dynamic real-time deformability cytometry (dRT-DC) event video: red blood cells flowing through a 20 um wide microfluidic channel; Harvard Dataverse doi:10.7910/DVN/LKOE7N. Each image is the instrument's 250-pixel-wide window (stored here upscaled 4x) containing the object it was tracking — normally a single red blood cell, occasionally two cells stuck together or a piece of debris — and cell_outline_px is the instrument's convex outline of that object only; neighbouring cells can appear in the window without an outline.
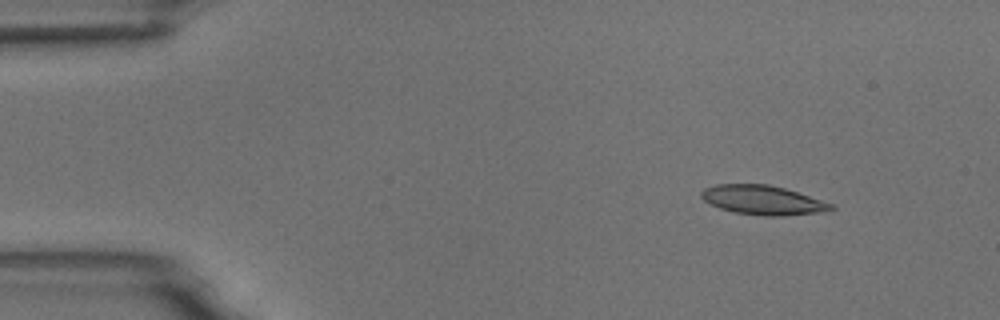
{"species": "common noctule bat (a hibernating species)", "species_latin": "Nyctalus noctula", "temperature_condition": "room temperature", "stored_images_in_passage": 4, "camera_frame_rate_fps": 3000, "um_per_image_px": 0.085, "animal": {"sex": "male", "body_mass_g": 18.8}, "frame": {"image": 1, "passage_image": 1, "time_ms": 0.0, "image_size_px": [1000, 320], "cell_outline_px": [[836, 208], [828, 212], [784, 216], [764, 216], [736, 212], [720, 208], [704, 200], [700, 196], [700, 192], [704, 188], [716, 184], [768, 184], [784, 188], [832, 204]], "centroid_in_image_um": [64.85, 17.01], "position_along_channel_um": 20.1, "area_um2": 22.08}}
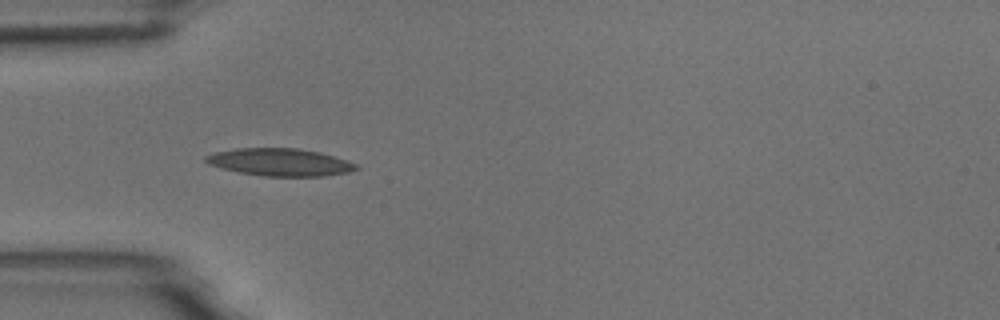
{"frame": {"image": 2, "passage_image": 4, "time_ms": 3.333, "image_size_px": [1000, 320], "cell_outline_px": [[360, 168], [348, 172], [324, 176], [264, 176], [236, 172], [208, 164], [204, 160], [204, 156], [216, 152], [236, 148], [296, 148], [320, 152], [360, 164]], "centroid_in_image_um": [23.81, 13.79], "position_along_channel_um": 61.2, "area_um2": 24.22}}